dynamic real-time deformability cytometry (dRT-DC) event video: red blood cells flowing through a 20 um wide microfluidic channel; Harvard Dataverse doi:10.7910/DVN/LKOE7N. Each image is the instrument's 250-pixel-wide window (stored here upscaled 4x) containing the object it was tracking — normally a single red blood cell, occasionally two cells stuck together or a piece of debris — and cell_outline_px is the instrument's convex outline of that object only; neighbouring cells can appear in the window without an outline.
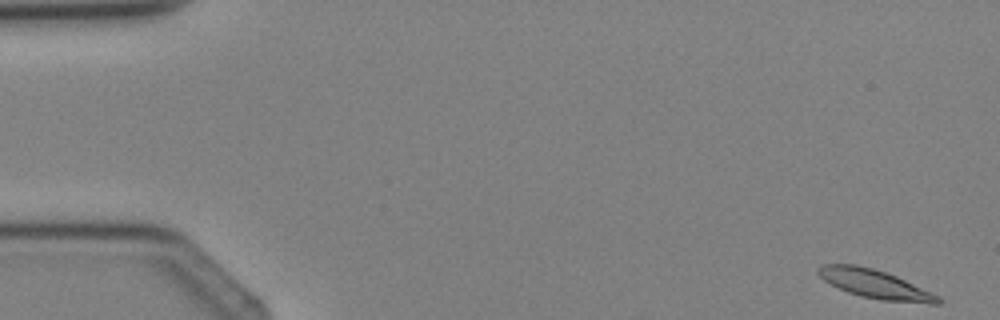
{"species": "Egyptian fruit bat (a non-hibernating species)", "species_latin": "Rousettus aegyptiacus", "temperature_condition": "cold", "stored_images_in_passage": 4, "camera_frame_rate_fps": 3000, "um_per_image_px": 0.085, "animal": {"sex": "female"}, "frame": {"image": 1, "passage_image": 1, "time_ms": 0.0, "image_size_px": [1000, 320], "cell_outline_px": [[944, 300], [940, 304], [932, 304], [884, 300], [860, 296], [848, 292], [824, 280], [816, 272], [816, 268], [824, 264], [856, 264], [872, 268], [896, 276], [940, 296]], "centroid_in_image_um": [74.4, 24.15], "position_along_channel_um": 10.6, "area_um2": 19.88}}